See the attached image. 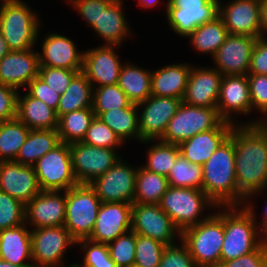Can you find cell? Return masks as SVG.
Here are the masks:
<instances>
[{"mask_svg":"<svg viewBox=\"0 0 267 267\" xmlns=\"http://www.w3.org/2000/svg\"><path fill=\"white\" fill-rule=\"evenodd\" d=\"M38 52L40 66L82 70L84 52H79L72 40L57 33H48Z\"/></svg>","mask_w":267,"mask_h":267,"instance_id":"cell-25","label":"cell"},{"mask_svg":"<svg viewBox=\"0 0 267 267\" xmlns=\"http://www.w3.org/2000/svg\"><path fill=\"white\" fill-rule=\"evenodd\" d=\"M181 245H167L158 267H197L186 244L180 239Z\"/></svg>","mask_w":267,"mask_h":267,"instance_id":"cell-49","label":"cell"},{"mask_svg":"<svg viewBox=\"0 0 267 267\" xmlns=\"http://www.w3.org/2000/svg\"><path fill=\"white\" fill-rule=\"evenodd\" d=\"M159 206L182 232L184 229L207 219L211 214L202 217V212L206 207L214 208L216 205L203 190L169 186L161 198Z\"/></svg>","mask_w":267,"mask_h":267,"instance_id":"cell-6","label":"cell"},{"mask_svg":"<svg viewBox=\"0 0 267 267\" xmlns=\"http://www.w3.org/2000/svg\"><path fill=\"white\" fill-rule=\"evenodd\" d=\"M167 180L169 186L202 190V166L188 161L180 154L171 167Z\"/></svg>","mask_w":267,"mask_h":267,"instance_id":"cell-39","label":"cell"},{"mask_svg":"<svg viewBox=\"0 0 267 267\" xmlns=\"http://www.w3.org/2000/svg\"><path fill=\"white\" fill-rule=\"evenodd\" d=\"M122 0H114L102 11L94 29L106 42V45H119L131 34L126 16L123 13Z\"/></svg>","mask_w":267,"mask_h":267,"instance_id":"cell-30","label":"cell"},{"mask_svg":"<svg viewBox=\"0 0 267 267\" xmlns=\"http://www.w3.org/2000/svg\"><path fill=\"white\" fill-rule=\"evenodd\" d=\"M222 265L224 267H267V242H263L255 251L225 261Z\"/></svg>","mask_w":267,"mask_h":267,"instance_id":"cell-53","label":"cell"},{"mask_svg":"<svg viewBox=\"0 0 267 267\" xmlns=\"http://www.w3.org/2000/svg\"><path fill=\"white\" fill-rule=\"evenodd\" d=\"M219 0H168L166 16L170 27L187 37L198 26L219 14Z\"/></svg>","mask_w":267,"mask_h":267,"instance_id":"cell-11","label":"cell"},{"mask_svg":"<svg viewBox=\"0 0 267 267\" xmlns=\"http://www.w3.org/2000/svg\"><path fill=\"white\" fill-rule=\"evenodd\" d=\"M41 191H67L78 185L72 168L70 144L61 142L34 165Z\"/></svg>","mask_w":267,"mask_h":267,"instance_id":"cell-9","label":"cell"},{"mask_svg":"<svg viewBox=\"0 0 267 267\" xmlns=\"http://www.w3.org/2000/svg\"><path fill=\"white\" fill-rule=\"evenodd\" d=\"M131 230L166 246L174 244L177 235L181 239V231L174 225L169 215L160 208L159 204L133 203Z\"/></svg>","mask_w":267,"mask_h":267,"instance_id":"cell-13","label":"cell"},{"mask_svg":"<svg viewBox=\"0 0 267 267\" xmlns=\"http://www.w3.org/2000/svg\"><path fill=\"white\" fill-rule=\"evenodd\" d=\"M261 36L265 38L267 33V0H261L260 9Z\"/></svg>","mask_w":267,"mask_h":267,"instance_id":"cell-55","label":"cell"},{"mask_svg":"<svg viewBox=\"0 0 267 267\" xmlns=\"http://www.w3.org/2000/svg\"><path fill=\"white\" fill-rule=\"evenodd\" d=\"M75 244L64 225L31 229L32 263L34 267H58L68 246Z\"/></svg>","mask_w":267,"mask_h":267,"instance_id":"cell-10","label":"cell"},{"mask_svg":"<svg viewBox=\"0 0 267 267\" xmlns=\"http://www.w3.org/2000/svg\"><path fill=\"white\" fill-rule=\"evenodd\" d=\"M93 87L88 78L79 72L60 96L57 117L85 108H92Z\"/></svg>","mask_w":267,"mask_h":267,"instance_id":"cell-33","label":"cell"},{"mask_svg":"<svg viewBox=\"0 0 267 267\" xmlns=\"http://www.w3.org/2000/svg\"><path fill=\"white\" fill-rule=\"evenodd\" d=\"M182 99L175 97H160L151 95L145 101L137 104L140 137L143 143L160 140L170 119L176 114Z\"/></svg>","mask_w":267,"mask_h":267,"instance_id":"cell-14","label":"cell"},{"mask_svg":"<svg viewBox=\"0 0 267 267\" xmlns=\"http://www.w3.org/2000/svg\"><path fill=\"white\" fill-rule=\"evenodd\" d=\"M249 81L250 100L252 110H259L264 119L253 120L246 124L267 123V75L266 74H247Z\"/></svg>","mask_w":267,"mask_h":267,"instance_id":"cell-46","label":"cell"},{"mask_svg":"<svg viewBox=\"0 0 267 267\" xmlns=\"http://www.w3.org/2000/svg\"><path fill=\"white\" fill-rule=\"evenodd\" d=\"M147 151V163L143 167L154 173L168 176L171 167L180 155L179 145L157 140Z\"/></svg>","mask_w":267,"mask_h":267,"instance_id":"cell-40","label":"cell"},{"mask_svg":"<svg viewBox=\"0 0 267 267\" xmlns=\"http://www.w3.org/2000/svg\"><path fill=\"white\" fill-rule=\"evenodd\" d=\"M222 121L217 108L192 106L182 102L160 141L179 145L198 133L215 129Z\"/></svg>","mask_w":267,"mask_h":267,"instance_id":"cell-8","label":"cell"},{"mask_svg":"<svg viewBox=\"0 0 267 267\" xmlns=\"http://www.w3.org/2000/svg\"><path fill=\"white\" fill-rule=\"evenodd\" d=\"M107 245L110 258L117 267L135 264L136 233L132 230L120 235Z\"/></svg>","mask_w":267,"mask_h":267,"instance_id":"cell-42","label":"cell"},{"mask_svg":"<svg viewBox=\"0 0 267 267\" xmlns=\"http://www.w3.org/2000/svg\"><path fill=\"white\" fill-rule=\"evenodd\" d=\"M29 49L10 51L0 60V83L16 88L26 87L38 76L40 62L38 52Z\"/></svg>","mask_w":267,"mask_h":267,"instance_id":"cell-22","label":"cell"},{"mask_svg":"<svg viewBox=\"0 0 267 267\" xmlns=\"http://www.w3.org/2000/svg\"><path fill=\"white\" fill-rule=\"evenodd\" d=\"M26 90L32 97L43 101L47 106L57 111L61 95L52 90L41 78L35 77L28 84Z\"/></svg>","mask_w":267,"mask_h":267,"instance_id":"cell-52","label":"cell"},{"mask_svg":"<svg viewBox=\"0 0 267 267\" xmlns=\"http://www.w3.org/2000/svg\"><path fill=\"white\" fill-rule=\"evenodd\" d=\"M60 143L57 129H31L14 161L22 165L33 166L43 155Z\"/></svg>","mask_w":267,"mask_h":267,"instance_id":"cell-31","label":"cell"},{"mask_svg":"<svg viewBox=\"0 0 267 267\" xmlns=\"http://www.w3.org/2000/svg\"><path fill=\"white\" fill-rule=\"evenodd\" d=\"M181 240L186 244L197 267L218 265L224 240V222L212 213L204 221L184 229Z\"/></svg>","mask_w":267,"mask_h":267,"instance_id":"cell-5","label":"cell"},{"mask_svg":"<svg viewBox=\"0 0 267 267\" xmlns=\"http://www.w3.org/2000/svg\"><path fill=\"white\" fill-rule=\"evenodd\" d=\"M189 64L166 65L151 73V95L183 99L191 72Z\"/></svg>","mask_w":267,"mask_h":267,"instance_id":"cell-28","label":"cell"},{"mask_svg":"<svg viewBox=\"0 0 267 267\" xmlns=\"http://www.w3.org/2000/svg\"><path fill=\"white\" fill-rule=\"evenodd\" d=\"M248 74L267 75V39L264 37L256 39Z\"/></svg>","mask_w":267,"mask_h":267,"instance_id":"cell-54","label":"cell"},{"mask_svg":"<svg viewBox=\"0 0 267 267\" xmlns=\"http://www.w3.org/2000/svg\"><path fill=\"white\" fill-rule=\"evenodd\" d=\"M255 37L228 34L225 42L217 50L213 60L222 75H247Z\"/></svg>","mask_w":267,"mask_h":267,"instance_id":"cell-19","label":"cell"},{"mask_svg":"<svg viewBox=\"0 0 267 267\" xmlns=\"http://www.w3.org/2000/svg\"><path fill=\"white\" fill-rule=\"evenodd\" d=\"M25 223V205L0 190V231Z\"/></svg>","mask_w":267,"mask_h":267,"instance_id":"cell-45","label":"cell"},{"mask_svg":"<svg viewBox=\"0 0 267 267\" xmlns=\"http://www.w3.org/2000/svg\"><path fill=\"white\" fill-rule=\"evenodd\" d=\"M41 191L25 206V223L33 229L63 226L66 216V191ZM61 194V195H60Z\"/></svg>","mask_w":267,"mask_h":267,"instance_id":"cell-21","label":"cell"},{"mask_svg":"<svg viewBox=\"0 0 267 267\" xmlns=\"http://www.w3.org/2000/svg\"><path fill=\"white\" fill-rule=\"evenodd\" d=\"M127 267H139V266L136 265V264H132V265H129V266H127Z\"/></svg>","mask_w":267,"mask_h":267,"instance_id":"cell-62","label":"cell"},{"mask_svg":"<svg viewBox=\"0 0 267 267\" xmlns=\"http://www.w3.org/2000/svg\"><path fill=\"white\" fill-rule=\"evenodd\" d=\"M72 168L78 184H90L121 158L115 149L90 146L83 142L70 144Z\"/></svg>","mask_w":267,"mask_h":267,"instance_id":"cell-15","label":"cell"},{"mask_svg":"<svg viewBox=\"0 0 267 267\" xmlns=\"http://www.w3.org/2000/svg\"><path fill=\"white\" fill-rule=\"evenodd\" d=\"M18 95L16 88L0 83V122L17 118Z\"/></svg>","mask_w":267,"mask_h":267,"instance_id":"cell-51","label":"cell"},{"mask_svg":"<svg viewBox=\"0 0 267 267\" xmlns=\"http://www.w3.org/2000/svg\"><path fill=\"white\" fill-rule=\"evenodd\" d=\"M217 109L220 117L232 124L237 123L231 113L246 115L252 111L247 75H223Z\"/></svg>","mask_w":267,"mask_h":267,"instance_id":"cell-23","label":"cell"},{"mask_svg":"<svg viewBox=\"0 0 267 267\" xmlns=\"http://www.w3.org/2000/svg\"><path fill=\"white\" fill-rule=\"evenodd\" d=\"M17 118L29 129H57L56 111L28 92L18 95Z\"/></svg>","mask_w":267,"mask_h":267,"instance_id":"cell-29","label":"cell"},{"mask_svg":"<svg viewBox=\"0 0 267 267\" xmlns=\"http://www.w3.org/2000/svg\"><path fill=\"white\" fill-rule=\"evenodd\" d=\"M0 32L10 51L32 49L39 37V18L22 0H1Z\"/></svg>","mask_w":267,"mask_h":267,"instance_id":"cell-4","label":"cell"},{"mask_svg":"<svg viewBox=\"0 0 267 267\" xmlns=\"http://www.w3.org/2000/svg\"><path fill=\"white\" fill-rule=\"evenodd\" d=\"M94 117L92 108L72 111L58 117L57 132L61 142L66 144L82 142Z\"/></svg>","mask_w":267,"mask_h":267,"instance_id":"cell-37","label":"cell"},{"mask_svg":"<svg viewBox=\"0 0 267 267\" xmlns=\"http://www.w3.org/2000/svg\"><path fill=\"white\" fill-rule=\"evenodd\" d=\"M131 218V203H101L93 232L88 239L93 242L108 244L131 230Z\"/></svg>","mask_w":267,"mask_h":267,"instance_id":"cell-18","label":"cell"},{"mask_svg":"<svg viewBox=\"0 0 267 267\" xmlns=\"http://www.w3.org/2000/svg\"><path fill=\"white\" fill-rule=\"evenodd\" d=\"M138 1H139L138 5H141L142 7H145V8L153 7L159 2V0H138Z\"/></svg>","mask_w":267,"mask_h":267,"instance_id":"cell-58","label":"cell"},{"mask_svg":"<svg viewBox=\"0 0 267 267\" xmlns=\"http://www.w3.org/2000/svg\"><path fill=\"white\" fill-rule=\"evenodd\" d=\"M10 52L7 42L5 41L3 35L0 32V60Z\"/></svg>","mask_w":267,"mask_h":267,"instance_id":"cell-57","label":"cell"},{"mask_svg":"<svg viewBox=\"0 0 267 267\" xmlns=\"http://www.w3.org/2000/svg\"><path fill=\"white\" fill-rule=\"evenodd\" d=\"M165 246L150 237L136 234L135 264L139 267H158Z\"/></svg>","mask_w":267,"mask_h":267,"instance_id":"cell-43","label":"cell"},{"mask_svg":"<svg viewBox=\"0 0 267 267\" xmlns=\"http://www.w3.org/2000/svg\"><path fill=\"white\" fill-rule=\"evenodd\" d=\"M228 34L222 18L218 15L212 21L198 26L187 38L198 52L209 53L214 57Z\"/></svg>","mask_w":267,"mask_h":267,"instance_id":"cell-35","label":"cell"},{"mask_svg":"<svg viewBox=\"0 0 267 267\" xmlns=\"http://www.w3.org/2000/svg\"><path fill=\"white\" fill-rule=\"evenodd\" d=\"M230 138L238 190L249 201L267 189V123L234 124Z\"/></svg>","mask_w":267,"mask_h":267,"instance_id":"cell-1","label":"cell"},{"mask_svg":"<svg viewBox=\"0 0 267 267\" xmlns=\"http://www.w3.org/2000/svg\"><path fill=\"white\" fill-rule=\"evenodd\" d=\"M81 71L40 66L38 77L49 85L52 90L62 95L72 79Z\"/></svg>","mask_w":267,"mask_h":267,"instance_id":"cell-48","label":"cell"},{"mask_svg":"<svg viewBox=\"0 0 267 267\" xmlns=\"http://www.w3.org/2000/svg\"><path fill=\"white\" fill-rule=\"evenodd\" d=\"M114 0H69L68 3L72 4L78 10V13L93 27L98 23L102 11Z\"/></svg>","mask_w":267,"mask_h":267,"instance_id":"cell-50","label":"cell"},{"mask_svg":"<svg viewBox=\"0 0 267 267\" xmlns=\"http://www.w3.org/2000/svg\"><path fill=\"white\" fill-rule=\"evenodd\" d=\"M82 142L90 146L110 149H116L123 143L114 131L98 117H94L91 121Z\"/></svg>","mask_w":267,"mask_h":267,"instance_id":"cell-44","label":"cell"},{"mask_svg":"<svg viewBox=\"0 0 267 267\" xmlns=\"http://www.w3.org/2000/svg\"><path fill=\"white\" fill-rule=\"evenodd\" d=\"M168 187L166 176L149 171L142 165L136 172L134 203L159 204Z\"/></svg>","mask_w":267,"mask_h":267,"instance_id":"cell-36","label":"cell"},{"mask_svg":"<svg viewBox=\"0 0 267 267\" xmlns=\"http://www.w3.org/2000/svg\"><path fill=\"white\" fill-rule=\"evenodd\" d=\"M76 244H81L82 249L86 251L83 267H117L110 258L107 244L93 242L89 239L78 240Z\"/></svg>","mask_w":267,"mask_h":267,"instance_id":"cell-47","label":"cell"},{"mask_svg":"<svg viewBox=\"0 0 267 267\" xmlns=\"http://www.w3.org/2000/svg\"><path fill=\"white\" fill-rule=\"evenodd\" d=\"M130 103L118 84L93 88L92 109L95 117L112 109L127 107Z\"/></svg>","mask_w":267,"mask_h":267,"instance_id":"cell-41","label":"cell"},{"mask_svg":"<svg viewBox=\"0 0 267 267\" xmlns=\"http://www.w3.org/2000/svg\"><path fill=\"white\" fill-rule=\"evenodd\" d=\"M30 130L18 118L0 122V161H14L16 159Z\"/></svg>","mask_w":267,"mask_h":267,"instance_id":"cell-38","label":"cell"},{"mask_svg":"<svg viewBox=\"0 0 267 267\" xmlns=\"http://www.w3.org/2000/svg\"><path fill=\"white\" fill-rule=\"evenodd\" d=\"M202 190L216 207L243 206L235 173L234 141L229 137L202 165Z\"/></svg>","mask_w":267,"mask_h":267,"instance_id":"cell-2","label":"cell"},{"mask_svg":"<svg viewBox=\"0 0 267 267\" xmlns=\"http://www.w3.org/2000/svg\"><path fill=\"white\" fill-rule=\"evenodd\" d=\"M64 266H65V265L61 264V265L58 266V267H64ZM66 267H68V266H66ZM69 267H83V266L80 265V264H78V263H75V264L70 265Z\"/></svg>","mask_w":267,"mask_h":267,"instance_id":"cell-60","label":"cell"},{"mask_svg":"<svg viewBox=\"0 0 267 267\" xmlns=\"http://www.w3.org/2000/svg\"><path fill=\"white\" fill-rule=\"evenodd\" d=\"M100 204L89 184H78L66 191L64 226L76 241L88 239L92 234Z\"/></svg>","mask_w":267,"mask_h":267,"instance_id":"cell-7","label":"cell"},{"mask_svg":"<svg viewBox=\"0 0 267 267\" xmlns=\"http://www.w3.org/2000/svg\"><path fill=\"white\" fill-rule=\"evenodd\" d=\"M138 168L119 158L112 168L93 180L89 185L101 203H134L136 172Z\"/></svg>","mask_w":267,"mask_h":267,"instance_id":"cell-12","label":"cell"},{"mask_svg":"<svg viewBox=\"0 0 267 267\" xmlns=\"http://www.w3.org/2000/svg\"><path fill=\"white\" fill-rule=\"evenodd\" d=\"M0 267H21L0 259Z\"/></svg>","mask_w":267,"mask_h":267,"instance_id":"cell-59","label":"cell"},{"mask_svg":"<svg viewBox=\"0 0 267 267\" xmlns=\"http://www.w3.org/2000/svg\"><path fill=\"white\" fill-rule=\"evenodd\" d=\"M267 207V206H266ZM264 219L263 221H261V224L260 223H257L259 224L258 225V233H260L259 235H261L262 237H260V239H262L264 242H267V208L265 209L264 213Z\"/></svg>","mask_w":267,"mask_h":267,"instance_id":"cell-56","label":"cell"},{"mask_svg":"<svg viewBox=\"0 0 267 267\" xmlns=\"http://www.w3.org/2000/svg\"><path fill=\"white\" fill-rule=\"evenodd\" d=\"M234 124L222 121L215 129L198 133L179 144L180 154L188 161L203 165L229 137Z\"/></svg>","mask_w":267,"mask_h":267,"instance_id":"cell-26","label":"cell"},{"mask_svg":"<svg viewBox=\"0 0 267 267\" xmlns=\"http://www.w3.org/2000/svg\"><path fill=\"white\" fill-rule=\"evenodd\" d=\"M209 267H224L222 264L214 265V266H209Z\"/></svg>","mask_w":267,"mask_h":267,"instance_id":"cell-61","label":"cell"},{"mask_svg":"<svg viewBox=\"0 0 267 267\" xmlns=\"http://www.w3.org/2000/svg\"><path fill=\"white\" fill-rule=\"evenodd\" d=\"M261 0H232L222 5L219 0V16L229 34L261 38Z\"/></svg>","mask_w":267,"mask_h":267,"instance_id":"cell-17","label":"cell"},{"mask_svg":"<svg viewBox=\"0 0 267 267\" xmlns=\"http://www.w3.org/2000/svg\"><path fill=\"white\" fill-rule=\"evenodd\" d=\"M222 208H226L225 211L216 213L224 222V240L220 264L249 254L264 242L257 238L258 225L253 205L245 201L243 207L228 206Z\"/></svg>","mask_w":267,"mask_h":267,"instance_id":"cell-3","label":"cell"},{"mask_svg":"<svg viewBox=\"0 0 267 267\" xmlns=\"http://www.w3.org/2000/svg\"><path fill=\"white\" fill-rule=\"evenodd\" d=\"M223 75L213 68L192 66L182 101L192 106L217 108Z\"/></svg>","mask_w":267,"mask_h":267,"instance_id":"cell-24","label":"cell"},{"mask_svg":"<svg viewBox=\"0 0 267 267\" xmlns=\"http://www.w3.org/2000/svg\"><path fill=\"white\" fill-rule=\"evenodd\" d=\"M151 73L129 63L121 66L118 86L131 103L139 104L151 96Z\"/></svg>","mask_w":267,"mask_h":267,"instance_id":"cell-32","label":"cell"},{"mask_svg":"<svg viewBox=\"0 0 267 267\" xmlns=\"http://www.w3.org/2000/svg\"><path fill=\"white\" fill-rule=\"evenodd\" d=\"M115 48H118V45L104 44L84 51L81 72L88 78L93 88L94 84L97 87L118 84L123 64L116 55Z\"/></svg>","mask_w":267,"mask_h":267,"instance_id":"cell-16","label":"cell"},{"mask_svg":"<svg viewBox=\"0 0 267 267\" xmlns=\"http://www.w3.org/2000/svg\"><path fill=\"white\" fill-rule=\"evenodd\" d=\"M26 228V223H23L0 231L1 260L21 267H34L31 263V230Z\"/></svg>","mask_w":267,"mask_h":267,"instance_id":"cell-27","label":"cell"},{"mask_svg":"<svg viewBox=\"0 0 267 267\" xmlns=\"http://www.w3.org/2000/svg\"><path fill=\"white\" fill-rule=\"evenodd\" d=\"M137 104L130 103L127 107L112 109L101 113L98 118L108 125L124 143L127 139L140 137Z\"/></svg>","mask_w":267,"mask_h":267,"instance_id":"cell-34","label":"cell"},{"mask_svg":"<svg viewBox=\"0 0 267 267\" xmlns=\"http://www.w3.org/2000/svg\"><path fill=\"white\" fill-rule=\"evenodd\" d=\"M0 190L27 205L41 192L33 166L0 161Z\"/></svg>","mask_w":267,"mask_h":267,"instance_id":"cell-20","label":"cell"}]
</instances>
